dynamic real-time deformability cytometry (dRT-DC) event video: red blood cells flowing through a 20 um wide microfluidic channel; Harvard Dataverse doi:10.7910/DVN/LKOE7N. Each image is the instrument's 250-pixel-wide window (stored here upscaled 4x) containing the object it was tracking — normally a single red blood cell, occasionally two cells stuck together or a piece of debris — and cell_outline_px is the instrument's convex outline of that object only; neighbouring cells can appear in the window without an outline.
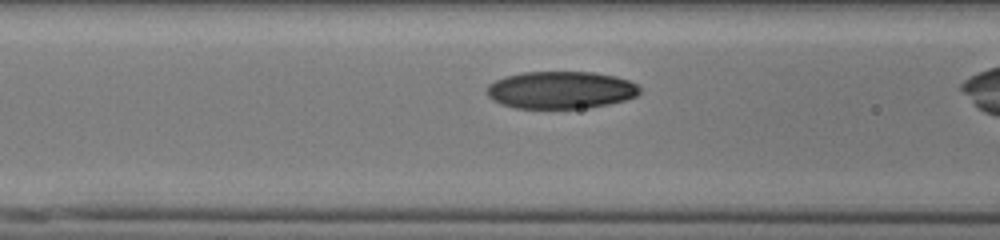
{"species": "human", "species_latin": "Homo sapiens", "temperature_condition": "cold", "stored_images_in_passage": 29, "camera_frame_rate_fps": 3000, "um_per_image_px": 0.085, "donor": {"sex": "male"}, "frame": {"image": 1, "passage_image": 8, "time_ms": 2.333, "image_size_px": [1000, 240], "cell_outline_px": [[640, 92], [636, 96], [624, 100], [608, 104], [588, 108], [516, 108], [500, 104], [492, 100], [484, 92], [488, 84], [504, 76], [524, 72], [592, 72], [616, 76], [628, 80], [636, 84], [640, 88]], "centroid_in_image_um": [47.62, 7.65], "position_along_channel_um": 119.0, "area_um2": 33.52}}
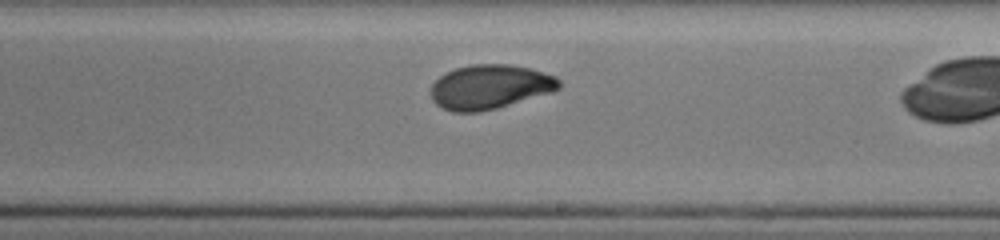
{"frame": {"image": 2, "passage_image": 18, "time_ms": 5.667, "image_size_px": [1000, 240], "cell_outline_px": [[560, 88], [552, 92], [496, 108], [480, 112], [452, 112], [436, 104], [432, 100], [432, 84], [444, 72], [456, 68], [472, 64], [512, 64], [544, 72], [556, 76], [560, 80]], "centroid_in_image_um": [41.64, 7.37], "position_along_channel_um": 247.4, "area_um2": 33.12}}
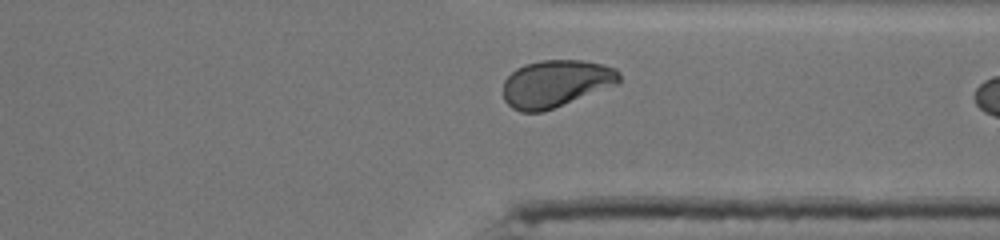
{"frame": {"image": 3, "passage_image": 27, "time_ms": 8.667, "image_size_px": [1000, 240], "cell_outline_px": [[620, 84], [544, 112], [520, 112], [512, 108], [504, 100], [504, 80], [516, 68], [524, 64], [540, 60], [584, 60], [616, 68], [620, 72]], "centroid_in_image_um": [47.27, 7.11], "position_along_channel_um": 364.1, "area_um2": 32.31}}